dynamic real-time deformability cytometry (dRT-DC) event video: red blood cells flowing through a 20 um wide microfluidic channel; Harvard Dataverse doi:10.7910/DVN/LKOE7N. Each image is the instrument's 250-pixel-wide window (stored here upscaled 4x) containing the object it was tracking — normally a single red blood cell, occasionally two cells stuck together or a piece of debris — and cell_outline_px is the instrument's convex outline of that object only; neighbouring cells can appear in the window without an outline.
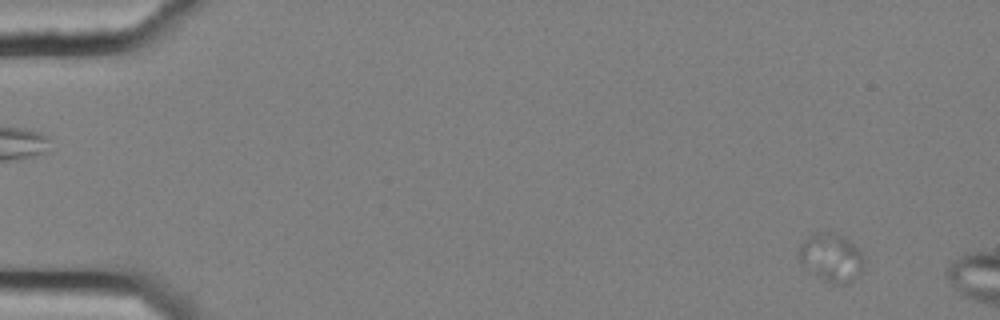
{"species": "common noctule bat (a hibernating species)", "species_latin": "Nyctalus noctula", "temperature_condition": "cold", "stored_images_in_passage": 11, "camera_frame_rate_fps": 3000, "um_per_image_px": 0.085, "animal": {"sex": "female", "body_mass_g": 25.1}, "frame": {"image": 1, "passage_image": 5, "time_ms": 1.333, "image_size_px": [1000, 320], "cell_outline_px": [[864, 268], [848, 284], [832, 284], [824, 280], [812, 272], [796, 256], [800, 244], [808, 236], [816, 232], [828, 232], [840, 236], [848, 240], [860, 248], [864, 260]], "centroid_in_image_um": [70.66, 21.89], "position_along_channel_um": 14.3, "area_um2": 18.21}}